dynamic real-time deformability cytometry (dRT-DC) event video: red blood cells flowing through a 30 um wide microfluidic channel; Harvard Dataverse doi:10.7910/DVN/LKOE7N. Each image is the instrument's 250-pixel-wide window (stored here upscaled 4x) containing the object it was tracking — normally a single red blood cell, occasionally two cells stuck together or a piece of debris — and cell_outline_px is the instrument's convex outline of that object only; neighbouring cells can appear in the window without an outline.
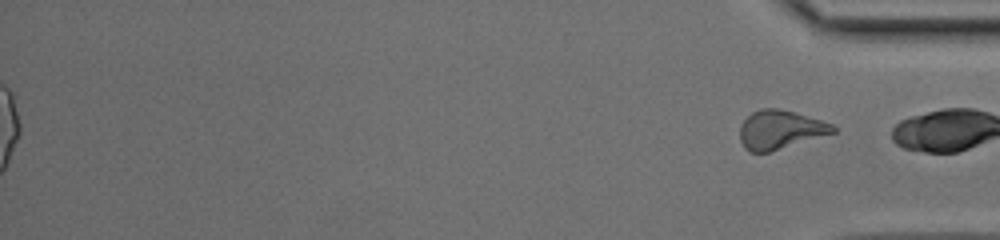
{"species": "common noctule bat (a hibernating species)", "species_latin": "Nyctalus noctula", "temperature_condition": "cold", "stored_images_in_passage": 35, "segment_of_instrument_passage": [2, 2], "camera_frame_rate_fps": 3000, "um_per_image_px": 0.085, "animal": {"sex": "female", "body_mass_g": 17.0, "forearm_length_mm": 48.0}, "frame": {"image": 1, "passage_image": 35, "time_ms": 11.333, "image_size_px": [1000, 240], "cell_outline_px": [[836, 132], [768, 152], [748, 152], [744, 148], [740, 140], [740, 124], [752, 112], [760, 108], [780, 108], [820, 120], [832, 124], [836, 128]], "centroid_in_image_um": [66.28, 11.02], "position_along_channel_um": 368.9, "area_um2": 20.87}}